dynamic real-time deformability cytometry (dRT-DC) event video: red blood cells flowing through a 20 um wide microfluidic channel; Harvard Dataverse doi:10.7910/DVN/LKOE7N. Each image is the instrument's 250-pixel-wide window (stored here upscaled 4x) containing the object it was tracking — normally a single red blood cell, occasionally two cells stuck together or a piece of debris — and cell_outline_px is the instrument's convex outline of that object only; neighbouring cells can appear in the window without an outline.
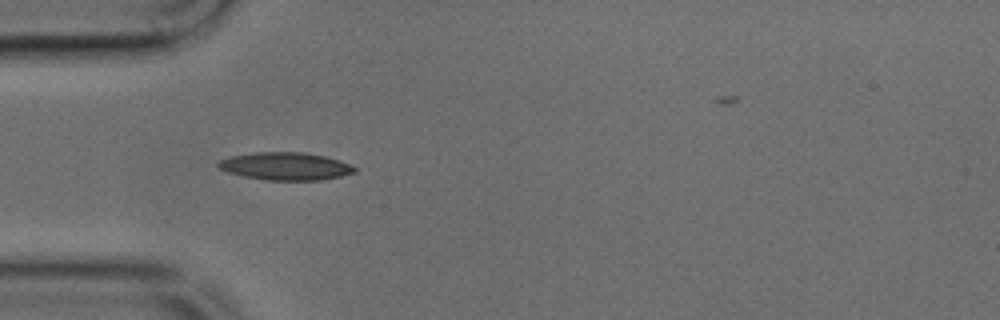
{"species": "common noctule bat (a hibernating species)", "species_latin": "Nyctalus noctula", "temperature_condition": "cold", "stored_images_in_passage": 24, "camera_frame_rate_fps": 3000, "um_per_image_px": 0.085, "animal": {"sex": "male", "body_mass_g": 17.9, "forearm_length_mm": 54.2}, "frame": {"image": 1, "passage_image": 1, "time_ms": 0.0, "image_size_px": [1000, 320], "cell_outline_px": [[356, 172], [340, 176], [320, 180], [268, 180], [244, 176], [228, 172], [220, 168], [216, 164], [220, 160], [232, 156], [252, 152], [304, 152], [324, 156], [340, 160], [356, 168]], "centroid_in_image_um": [24.27, 14.12], "position_along_channel_um": 60.7, "area_um2": 21.85}}
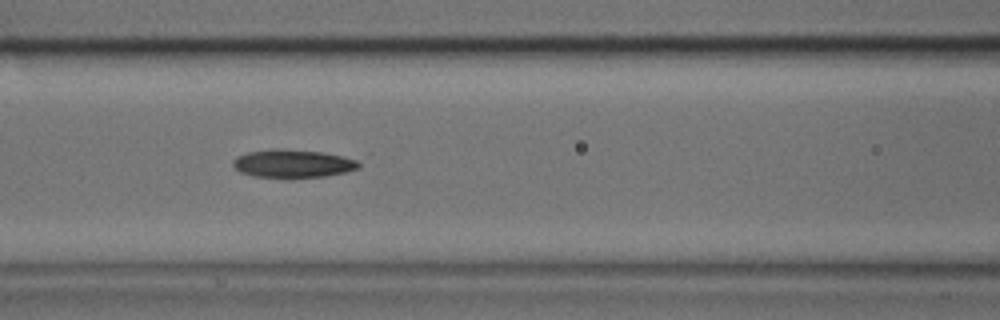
{"frame": {"image": 2, "passage_image": 7, "time_ms": 2.0, "image_size_px": [1000, 320], "cell_outline_px": [[360, 168], [348, 172], [324, 176], [292, 180], [252, 176], [240, 172], [232, 164], [232, 160], [236, 156], [248, 152], [272, 148], [276, 148], [324, 152], [356, 160], [360, 164]], "centroid_in_image_um": [24.86, 13.93], "position_along_channel_um": 141.7, "area_um2": 21.33}}
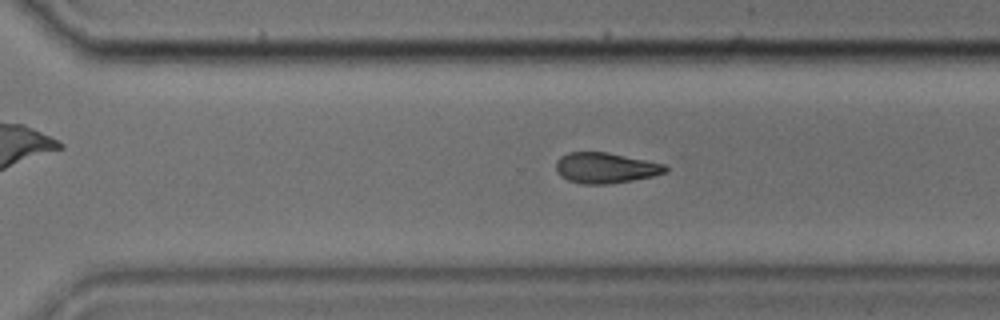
{"frame": {"image": 3, "passage_image": 20, "time_ms": 6.333, "image_size_px": [1000, 320], "cell_outline_px": [[668, 172], [652, 176], [632, 180], [604, 184], [584, 184], [568, 180], [560, 176], [556, 172], [556, 160], [560, 156], [568, 152], [608, 152], [664, 164], [668, 168]], "centroid_in_image_um": [51.44, 14.26], "position_along_channel_um": 319.2, "area_um2": 19.48}}